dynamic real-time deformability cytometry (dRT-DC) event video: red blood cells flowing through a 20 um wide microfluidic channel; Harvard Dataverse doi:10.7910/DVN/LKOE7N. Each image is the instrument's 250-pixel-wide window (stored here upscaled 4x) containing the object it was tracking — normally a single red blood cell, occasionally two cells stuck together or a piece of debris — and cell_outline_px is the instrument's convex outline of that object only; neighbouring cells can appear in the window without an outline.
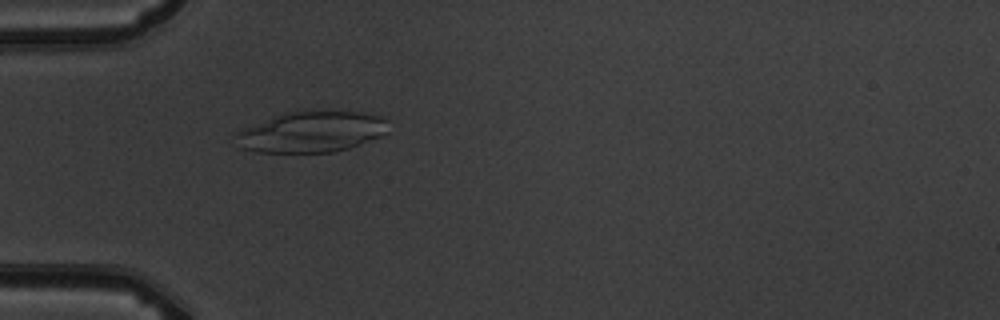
{"species": "common noctule bat (a hibernating species)", "species_latin": "Nyctalus noctula", "temperature_condition": "warm", "stored_images_in_passage": 4, "camera_frame_rate_fps": 3000, "um_per_image_px": 0.085, "animal": {"sex": "male", "body_mass_g": 19.5, "forearm_length_mm": 54.6}, "frame": {"image": 1, "passage_image": 4, "time_ms": 4.333, "image_size_px": [1000, 320], "cell_outline_px": [[388, 132], [380, 136], [348, 148], [336, 152], [252, 152], [240, 148], [232, 136], [236, 132], [244, 128], [272, 116], [284, 112], [304, 108], [364, 112], [384, 116], [388, 120]], "centroid_in_image_um": [26.47, 11.16], "position_along_channel_um": 58.5, "area_um2": 37.63}}